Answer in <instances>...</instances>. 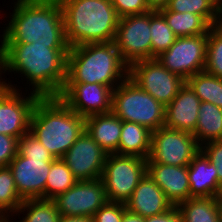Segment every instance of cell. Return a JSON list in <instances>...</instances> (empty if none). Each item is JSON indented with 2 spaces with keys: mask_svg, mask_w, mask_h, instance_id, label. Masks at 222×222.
<instances>
[{
  "mask_svg": "<svg viewBox=\"0 0 222 222\" xmlns=\"http://www.w3.org/2000/svg\"><path fill=\"white\" fill-rule=\"evenodd\" d=\"M186 83L201 102H209L222 108V78L202 71L189 77Z\"/></svg>",
  "mask_w": 222,
  "mask_h": 222,
  "instance_id": "obj_27",
  "label": "cell"
},
{
  "mask_svg": "<svg viewBox=\"0 0 222 222\" xmlns=\"http://www.w3.org/2000/svg\"><path fill=\"white\" fill-rule=\"evenodd\" d=\"M111 3L119 18L151 11L146 0H111Z\"/></svg>",
  "mask_w": 222,
  "mask_h": 222,
  "instance_id": "obj_34",
  "label": "cell"
},
{
  "mask_svg": "<svg viewBox=\"0 0 222 222\" xmlns=\"http://www.w3.org/2000/svg\"><path fill=\"white\" fill-rule=\"evenodd\" d=\"M0 222H7V216L0 215Z\"/></svg>",
  "mask_w": 222,
  "mask_h": 222,
  "instance_id": "obj_41",
  "label": "cell"
},
{
  "mask_svg": "<svg viewBox=\"0 0 222 222\" xmlns=\"http://www.w3.org/2000/svg\"><path fill=\"white\" fill-rule=\"evenodd\" d=\"M85 130L107 154H118L122 120L112 112L86 117Z\"/></svg>",
  "mask_w": 222,
  "mask_h": 222,
  "instance_id": "obj_21",
  "label": "cell"
},
{
  "mask_svg": "<svg viewBox=\"0 0 222 222\" xmlns=\"http://www.w3.org/2000/svg\"><path fill=\"white\" fill-rule=\"evenodd\" d=\"M188 178L191 197L222 198L217 170L201 150L188 165Z\"/></svg>",
  "mask_w": 222,
  "mask_h": 222,
  "instance_id": "obj_20",
  "label": "cell"
},
{
  "mask_svg": "<svg viewBox=\"0 0 222 222\" xmlns=\"http://www.w3.org/2000/svg\"><path fill=\"white\" fill-rule=\"evenodd\" d=\"M113 90L102 84H65L58 96L72 111L86 118L111 112Z\"/></svg>",
  "mask_w": 222,
  "mask_h": 222,
  "instance_id": "obj_16",
  "label": "cell"
},
{
  "mask_svg": "<svg viewBox=\"0 0 222 222\" xmlns=\"http://www.w3.org/2000/svg\"><path fill=\"white\" fill-rule=\"evenodd\" d=\"M114 43L128 66L136 61L152 59L150 11L119 18Z\"/></svg>",
  "mask_w": 222,
  "mask_h": 222,
  "instance_id": "obj_12",
  "label": "cell"
},
{
  "mask_svg": "<svg viewBox=\"0 0 222 222\" xmlns=\"http://www.w3.org/2000/svg\"><path fill=\"white\" fill-rule=\"evenodd\" d=\"M144 222H183V217L177 206H173L166 212L144 218Z\"/></svg>",
  "mask_w": 222,
  "mask_h": 222,
  "instance_id": "obj_37",
  "label": "cell"
},
{
  "mask_svg": "<svg viewBox=\"0 0 222 222\" xmlns=\"http://www.w3.org/2000/svg\"><path fill=\"white\" fill-rule=\"evenodd\" d=\"M150 32L152 59L167 51L176 41L177 36L168 26L164 16L158 10L150 11Z\"/></svg>",
  "mask_w": 222,
  "mask_h": 222,
  "instance_id": "obj_29",
  "label": "cell"
},
{
  "mask_svg": "<svg viewBox=\"0 0 222 222\" xmlns=\"http://www.w3.org/2000/svg\"><path fill=\"white\" fill-rule=\"evenodd\" d=\"M1 43L68 45L58 0H17Z\"/></svg>",
  "mask_w": 222,
  "mask_h": 222,
  "instance_id": "obj_2",
  "label": "cell"
},
{
  "mask_svg": "<svg viewBox=\"0 0 222 222\" xmlns=\"http://www.w3.org/2000/svg\"><path fill=\"white\" fill-rule=\"evenodd\" d=\"M128 73L129 66L122 60L114 42L87 43L70 47L65 84L97 83L113 90L115 81H124Z\"/></svg>",
  "mask_w": 222,
  "mask_h": 222,
  "instance_id": "obj_5",
  "label": "cell"
},
{
  "mask_svg": "<svg viewBox=\"0 0 222 222\" xmlns=\"http://www.w3.org/2000/svg\"><path fill=\"white\" fill-rule=\"evenodd\" d=\"M59 222H94L93 217L61 216Z\"/></svg>",
  "mask_w": 222,
  "mask_h": 222,
  "instance_id": "obj_38",
  "label": "cell"
},
{
  "mask_svg": "<svg viewBox=\"0 0 222 222\" xmlns=\"http://www.w3.org/2000/svg\"><path fill=\"white\" fill-rule=\"evenodd\" d=\"M203 147L201 146V151L215 166L218 175V182L222 186V140L206 142Z\"/></svg>",
  "mask_w": 222,
  "mask_h": 222,
  "instance_id": "obj_36",
  "label": "cell"
},
{
  "mask_svg": "<svg viewBox=\"0 0 222 222\" xmlns=\"http://www.w3.org/2000/svg\"><path fill=\"white\" fill-rule=\"evenodd\" d=\"M169 0H146V3L150 10H160L165 8Z\"/></svg>",
  "mask_w": 222,
  "mask_h": 222,
  "instance_id": "obj_39",
  "label": "cell"
},
{
  "mask_svg": "<svg viewBox=\"0 0 222 222\" xmlns=\"http://www.w3.org/2000/svg\"><path fill=\"white\" fill-rule=\"evenodd\" d=\"M70 47L114 42L119 17L111 0H58Z\"/></svg>",
  "mask_w": 222,
  "mask_h": 222,
  "instance_id": "obj_4",
  "label": "cell"
},
{
  "mask_svg": "<svg viewBox=\"0 0 222 222\" xmlns=\"http://www.w3.org/2000/svg\"><path fill=\"white\" fill-rule=\"evenodd\" d=\"M122 222H144V218L126 210L123 214Z\"/></svg>",
  "mask_w": 222,
  "mask_h": 222,
  "instance_id": "obj_40",
  "label": "cell"
},
{
  "mask_svg": "<svg viewBox=\"0 0 222 222\" xmlns=\"http://www.w3.org/2000/svg\"><path fill=\"white\" fill-rule=\"evenodd\" d=\"M146 174L147 159L108 154L101 175L108 201L125 203Z\"/></svg>",
  "mask_w": 222,
  "mask_h": 222,
  "instance_id": "obj_8",
  "label": "cell"
},
{
  "mask_svg": "<svg viewBox=\"0 0 222 222\" xmlns=\"http://www.w3.org/2000/svg\"><path fill=\"white\" fill-rule=\"evenodd\" d=\"M41 96L31 93L21 98L16 87L0 81V133L19 139L30 132V119Z\"/></svg>",
  "mask_w": 222,
  "mask_h": 222,
  "instance_id": "obj_14",
  "label": "cell"
},
{
  "mask_svg": "<svg viewBox=\"0 0 222 222\" xmlns=\"http://www.w3.org/2000/svg\"><path fill=\"white\" fill-rule=\"evenodd\" d=\"M208 34L177 37L156 59L171 73L185 81L205 69Z\"/></svg>",
  "mask_w": 222,
  "mask_h": 222,
  "instance_id": "obj_11",
  "label": "cell"
},
{
  "mask_svg": "<svg viewBox=\"0 0 222 222\" xmlns=\"http://www.w3.org/2000/svg\"><path fill=\"white\" fill-rule=\"evenodd\" d=\"M166 8L169 11L199 15L211 27L222 24L221 0H169Z\"/></svg>",
  "mask_w": 222,
  "mask_h": 222,
  "instance_id": "obj_25",
  "label": "cell"
},
{
  "mask_svg": "<svg viewBox=\"0 0 222 222\" xmlns=\"http://www.w3.org/2000/svg\"><path fill=\"white\" fill-rule=\"evenodd\" d=\"M107 153L84 130L62 157L78 181L101 178Z\"/></svg>",
  "mask_w": 222,
  "mask_h": 222,
  "instance_id": "obj_15",
  "label": "cell"
},
{
  "mask_svg": "<svg viewBox=\"0 0 222 222\" xmlns=\"http://www.w3.org/2000/svg\"><path fill=\"white\" fill-rule=\"evenodd\" d=\"M128 77L164 106L176 97L186 82L168 71L156 58L132 63L129 66Z\"/></svg>",
  "mask_w": 222,
  "mask_h": 222,
  "instance_id": "obj_10",
  "label": "cell"
},
{
  "mask_svg": "<svg viewBox=\"0 0 222 222\" xmlns=\"http://www.w3.org/2000/svg\"><path fill=\"white\" fill-rule=\"evenodd\" d=\"M177 37L208 34L211 26L199 15L189 12L169 11L166 7L158 10Z\"/></svg>",
  "mask_w": 222,
  "mask_h": 222,
  "instance_id": "obj_26",
  "label": "cell"
},
{
  "mask_svg": "<svg viewBox=\"0 0 222 222\" xmlns=\"http://www.w3.org/2000/svg\"><path fill=\"white\" fill-rule=\"evenodd\" d=\"M111 112L122 121L140 124L152 132L165 122V106L129 77L113 89Z\"/></svg>",
  "mask_w": 222,
  "mask_h": 222,
  "instance_id": "obj_7",
  "label": "cell"
},
{
  "mask_svg": "<svg viewBox=\"0 0 222 222\" xmlns=\"http://www.w3.org/2000/svg\"><path fill=\"white\" fill-rule=\"evenodd\" d=\"M200 104L201 100L185 82L176 97L165 106L164 126L193 134Z\"/></svg>",
  "mask_w": 222,
  "mask_h": 222,
  "instance_id": "obj_18",
  "label": "cell"
},
{
  "mask_svg": "<svg viewBox=\"0 0 222 222\" xmlns=\"http://www.w3.org/2000/svg\"><path fill=\"white\" fill-rule=\"evenodd\" d=\"M0 71L25 74L41 97L59 96L66 82L69 45L2 43Z\"/></svg>",
  "mask_w": 222,
  "mask_h": 222,
  "instance_id": "obj_1",
  "label": "cell"
},
{
  "mask_svg": "<svg viewBox=\"0 0 222 222\" xmlns=\"http://www.w3.org/2000/svg\"><path fill=\"white\" fill-rule=\"evenodd\" d=\"M55 158L28 132L18 139V153L9 163L22 200L45 199V185Z\"/></svg>",
  "mask_w": 222,
  "mask_h": 222,
  "instance_id": "obj_6",
  "label": "cell"
},
{
  "mask_svg": "<svg viewBox=\"0 0 222 222\" xmlns=\"http://www.w3.org/2000/svg\"><path fill=\"white\" fill-rule=\"evenodd\" d=\"M205 72L222 78V24L208 31Z\"/></svg>",
  "mask_w": 222,
  "mask_h": 222,
  "instance_id": "obj_32",
  "label": "cell"
},
{
  "mask_svg": "<svg viewBox=\"0 0 222 222\" xmlns=\"http://www.w3.org/2000/svg\"><path fill=\"white\" fill-rule=\"evenodd\" d=\"M29 209L25 218L20 222H59L61 217L55 204L50 199L23 200L18 211Z\"/></svg>",
  "mask_w": 222,
  "mask_h": 222,
  "instance_id": "obj_30",
  "label": "cell"
},
{
  "mask_svg": "<svg viewBox=\"0 0 222 222\" xmlns=\"http://www.w3.org/2000/svg\"><path fill=\"white\" fill-rule=\"evenodd\" d=\"M126 211L125 203L107 202L93 216L94 222H122Z\"/></svg>",
  "mask_w": 222,
  "mask_h": 222,
  "instance_id": "obj_33",
  "label": "cell"
},
{
  "mask_svg": "<svg viewBox=\"0 0 222 222\" xmlns=\"http://www.w3.org/2000/svg\"><path fill=\"white\" fill-rule=\"evenodd\" d=\"M18 153V139L0 133V167L9 166V163Z\"/></svg>",
  "mask_w": 222,
  "mask_h": 222,
  "instance_id": "obj_35",
  "label": "cell"
},
{
  "mask_svg": "<svg viewBox=\"0 0 222 222\" xmlns=\"http://www.w3.org/2000/svg\"><path fill=\"white\" fill-rule=\"evenodd\" d=\"M183 222H222V198L192 197L180 203Z\"/></svg>",
  "mask_w": 222,
  "mask_h": 222,
  "instance_id": "obj_22",
  "label": "cell"
},
{
  "mask_svg": "<svg viewBox=\"0 0 222 222\" xmlns=\"http://www.w3.org/2000/svg\"><path fill=\"white\" fill-rule=\"evenodd\" d=\"M151 135L152 131L140 124L122 121L118 154L134 155L148 159L151 148Z\"/></svg>",
  "mask_w": 222,
  "mask_h": 222,
  "instance_id": "obj_23",
  "label": "cell"
},
{
  "mask_svg": "<svg viewBox=\"0 0 222 222\" xmlns=\"http://www.w3.org/2000/svg\"><path fill=\"white\" fill-rule=\"evenodd\" d=\"M78 180L74 177L62 159H55L47 176L45 199H53L56 195L69 190Z\"/></svg>",
  "mask_w": 222,
  "mask_h": 222,
  "instance_id": "obj_28",
  "label": "cell"
},
{
  "mask_svg": "<svg viewBox=\"0 0 222 222\" xmlns=\"http://www.w3.org/2000/svg\"><path fill=\"white\" fill-rule=\"evenodd\" d=\"M193 135L197 142L222 140V108L209 102H201Z\"/></svg>",
  "mask_w": 222,
  "mask_h": 222,
  "instance_id": "obj_24",
  "label": "cell"
},
{
  "mask_svg": "<svg viewBox=\"0 0 222 222\" xmlns=\"http://www.w3.org/2000/svg\"><path fill=\"white\" fill-rule=\"evenodd\" d=\"M201 145L189 132L162 126L152 132L147 163L188 166Z\"/></svg>",
  "mask_w": 222,
  "mask_h": 222,
  "instance_id": "obj_9",
  "label": "cell"
},
{
  "mask_svg": "<svg viewBox=\"0 0 222 222\" xmlns=\"http://www.w3.org/2000/svg\"><path fill=\"white\" fill-rule=\"evenodd\" d=\"M61 216L93 217L107 202L101 178L77 181L69 190L51 199Z\"/></svg>",
  "mask_w": 222,
  "mask_h": 222,
  "instance_id": "obj_13",
  "label": "cell"
},
{
  "mask_svg": "<svg viewBox=\"0 0 222 222\" xmlns=\"http://www.w3.org/2000/svg\"><path fill=\"white\" fill-rule=\"evenodd\" d=\"M23 200L18 194L11 169L0 167V215L16 212Z\"/></svg>",
  "mask_w": 222,
  "mask_h": 222,
  "instance_id": "obj_31",
  "label": "cell"
},
{
  "mask_svg": "<svg viewBox=\"0 0 222 222\" xmlns=\"http://www.w3.org/2000/svg\"><path fill=\"white\" fill-rule=\"evenodd\" d=\"M85 130V118L58 96L40 97L30 119V132L53 155L62 159Z\"/></svg>",
  "mask_w": 222,
  "mask_h": 222,
  "instance_id": "obj_3",
  "label": "cell"
},
{
  "mask_svg": "<svg viewBox=\"0 0 222 222\" xmlns=\"http://www.w3.org/2000/svg\"><path fill=\"white\" fill-rule=\"evenodd\" d=\"M147 174L163 190L165 196L173 204L192 198L188 178V166L147 163Z\"/></svg>",
  "mask_w": 222,
  "mask_h": 222,
  "instance_id": "obj_17",
  "label": "cell"
},
{
  "mask_svg": "<svg viewBox=\"0 0 222 222\" xmlns=\"http://www.w3.org/2000/svg\"><path fill=\"white\" fill-rule=\"evenodd\" d=\"M126 210L143 218L159 215L173 207L163 190L146 174L125 202Z\"/></svg>",
  "mask_w": 222,
  "mask_h": 222,
  "instance_id": "obj_19",
  "label": "cell"
}]
</instances>
